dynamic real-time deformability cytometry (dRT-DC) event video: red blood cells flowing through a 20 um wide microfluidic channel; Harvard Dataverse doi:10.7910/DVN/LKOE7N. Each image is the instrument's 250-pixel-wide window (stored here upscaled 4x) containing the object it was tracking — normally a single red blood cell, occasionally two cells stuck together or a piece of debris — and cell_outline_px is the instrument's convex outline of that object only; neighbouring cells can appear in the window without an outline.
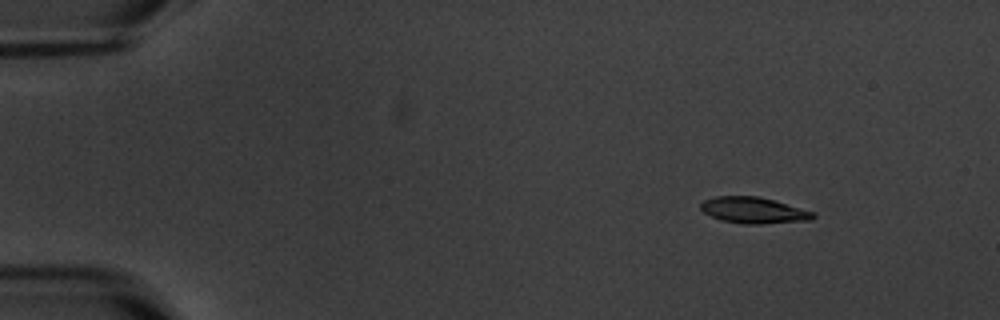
{"species": "common noctule bat (a hibernating species)", "species_latin": "Nyctalus noctula", "temperature_condition": "warm", "stored_images_in_passage": 5, "camera_frame_rate_fps": 3000, "um_per_image_px": 0.085, "animal": {"sex": "male", "body_mass_g": 20.1, "forearm_length_mm": 53.5}, "frame": {"image": 1, "passage_image": 2, "time_ms": 1.333, "image_size_px": [1000, 320], "cell_outline_px": [[816, 216], [812, 220], [760, 224], [744, 224], [720, 220], [704, 212], [700, 208], [700, 204], [704, 200], [716, 196], [756, 196], [772, 200], [816, 212]], "centroid_in_image_um": [64.07, 17.88], "position_along_channel_um": 20.9, "area_um2": 17.11}}
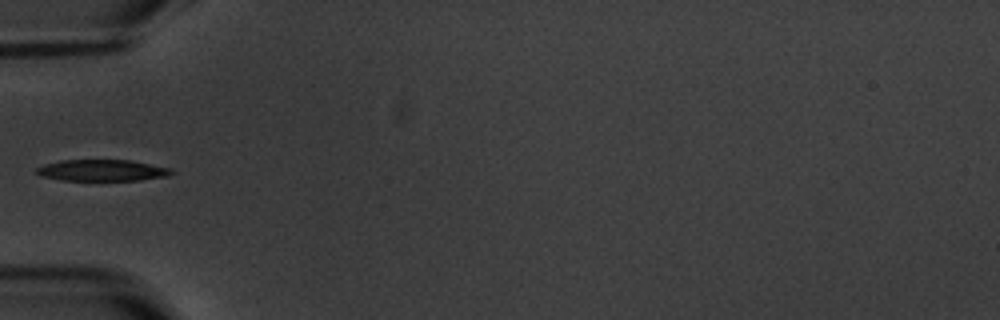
{"frame": {"image": 2, "passage_image": 5, "time_ms": 5.667, "image_size_px": [1000, 320], "cell_outline_px": [[176, 172], [168, 176], [140, 180], [60, 180], [40, 176], [32, 172], [36, 168], [44, 164], [60, 160], [132, 160], [172, 168]], "centroid_in_image_um": [8.67, 14.47], "position_along_channel_um": 76.3, "area_um2": 17.11}}